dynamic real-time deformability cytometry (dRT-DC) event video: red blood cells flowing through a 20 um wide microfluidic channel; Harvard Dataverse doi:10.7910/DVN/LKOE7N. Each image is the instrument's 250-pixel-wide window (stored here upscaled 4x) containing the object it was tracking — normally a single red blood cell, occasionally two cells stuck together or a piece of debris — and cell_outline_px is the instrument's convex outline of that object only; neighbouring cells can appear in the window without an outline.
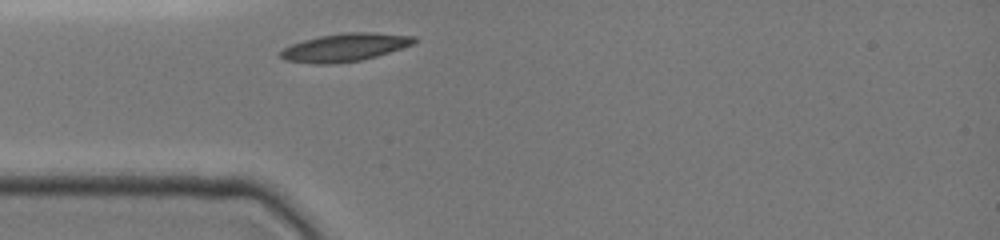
{"species": "common noctule bat (a hibernating species)", "species_latin": "Nyctalus noctula", "temperature_condition": "cold", "stored_images_in_passage": 1, "camera_frame_rate_fps": 3000, "um_per_image_px": 0.085, "animal": {"sex": "female", "body_mass_g": 19.0, "forearm_length_mm": 51.5}, "frame": {"image": 1, "passage_image": 1, "time_ms": 0.0, "image_size_px": [1000, 240], "cell_outline_px": [[416, 40], [412, 44], [376, 56], [360, 60], [336, 64], [316, 64], [284, 60], [280, 56], [280, 52], [284, 48], [292, 44], [304, 40], [320, 36], [344, 32], [368, 32], [416, 36]], "centroid_in_image_um": [29.28, 4.03], "position_along_channel_um": 55.7, "area_um2": 21.56}}